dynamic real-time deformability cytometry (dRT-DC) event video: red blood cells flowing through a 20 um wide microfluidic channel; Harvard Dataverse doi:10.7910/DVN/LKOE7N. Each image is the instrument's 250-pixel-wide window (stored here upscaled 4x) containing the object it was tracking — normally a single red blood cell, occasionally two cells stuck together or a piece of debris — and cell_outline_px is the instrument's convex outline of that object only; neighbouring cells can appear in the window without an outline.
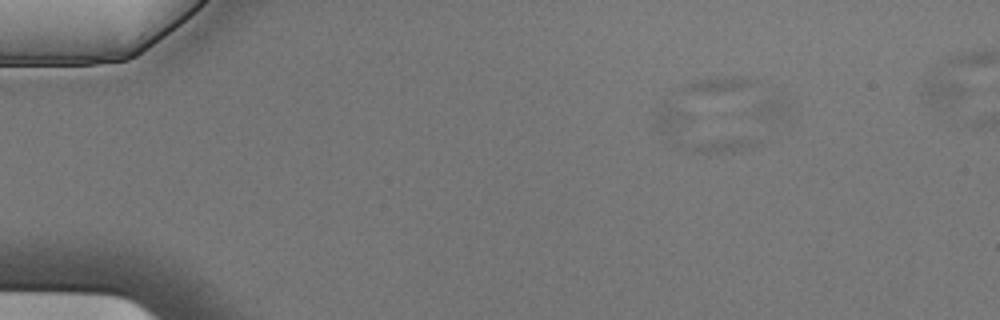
{"species": "Egyptian fruit bat (a non-hibernating species)", "species_latin": "Rousettus aegyptiacus", "temperature_condition": "cold", "stored_images_in_passage": 4, "camera_frame_rate_fps": 3000, "um_per_image_px": 0.085, "animal": {"sex": "male"}, "frame": {"image": 1, "passage_image": 3, "time_ms": 0.667, "image_size_px": [1000, 320], "cell_outline_px": [[760, 144], [740, 152], [696, 152], [676, 148], [652, 128], [656, 116], [664, 100], [756, 140]], "centroid_in_image_um": [59.32, 11.22], "position_along_channel_um": 25.7, "area_um2": 21.68}}